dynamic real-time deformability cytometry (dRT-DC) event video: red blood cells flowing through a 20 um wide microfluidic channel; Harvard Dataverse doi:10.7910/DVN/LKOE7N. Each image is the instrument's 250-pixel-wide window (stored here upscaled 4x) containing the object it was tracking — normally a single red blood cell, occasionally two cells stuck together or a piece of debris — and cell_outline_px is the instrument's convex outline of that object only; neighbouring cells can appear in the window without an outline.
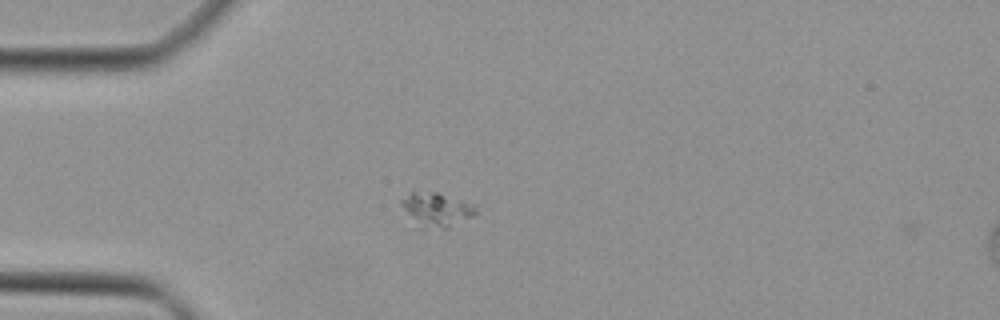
{"species": "Egyptian fruit bat (a non-hibernating species)", "species_latin": "Rousettus aegyptiacus", "temperature_condition": "cold", "stored_images_in_passage": 36, "camera_frame_rate_fps": 3000, "um_per_image_px": 0.085, "animal": {"sex": "female"}, "frame": {"image": 1, "passage_image": 2, "time_ms": 0.333, "image_size_px": [1000, 320], "cell_outline_px": [[476, 212], [472, 216], [448, 228], [416, 228], [400, 204], [400, 200], [412, 192], [436, 192], [476, 204]], "centroid_in_image_um": [37.07, 17.83], "position_along_channel_um": 47.9, "area_um2": 14.85}}
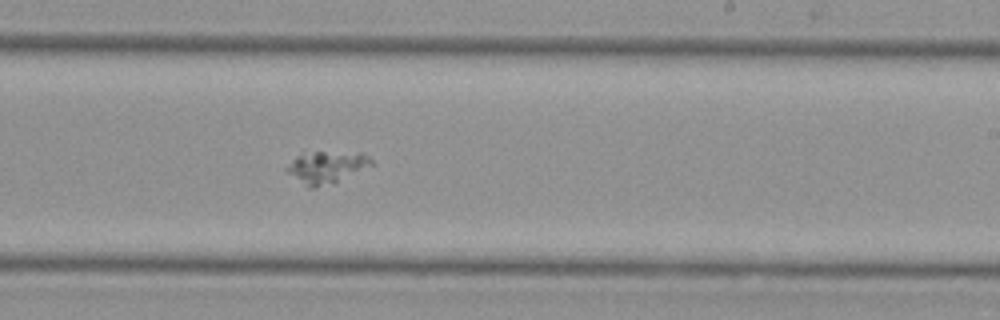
{"frame": {"image": 2, "passage_image": 18, "time_ms": 5.667, "image_size_px": [1000, 320], "cell_outline_px": [[376, 164], [316, 188], [308, 188], [288, 172], [284, 168], [296, 156], [316, 152], [360, 152], [368, 156]], "centroid_in_image_um": [27.76, 14.19], "position_along_channel_um": 261.2, "area_um2": 15.32}}
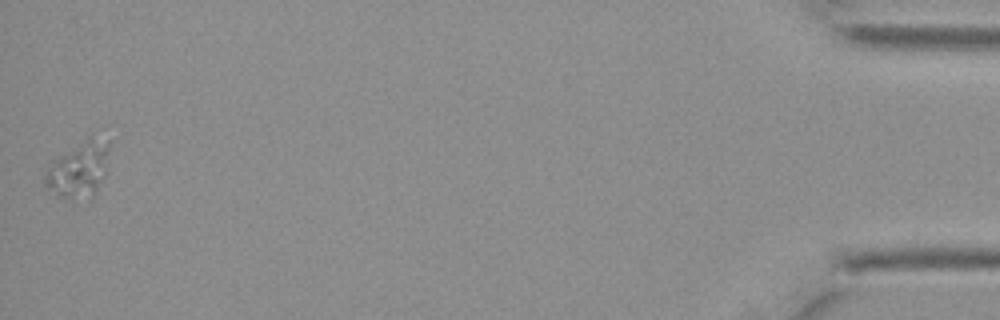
{"frame": {"image": 3, "passage_image": 36, "time_ms": 11.667, "image_size_px": [1000, 320], "cell_outline_px": [[108, 148], [104, 176], [92, 196], [72, 200], [56, 196], [44, 184], [44, 176], [48, 168], [60, 156], [88, 136], [92, 136], [108, 140]], "centroid_in_image_um": [6.68, 14.42], "position_along_channel_um": 428.5, "area_um2": 20.35}}